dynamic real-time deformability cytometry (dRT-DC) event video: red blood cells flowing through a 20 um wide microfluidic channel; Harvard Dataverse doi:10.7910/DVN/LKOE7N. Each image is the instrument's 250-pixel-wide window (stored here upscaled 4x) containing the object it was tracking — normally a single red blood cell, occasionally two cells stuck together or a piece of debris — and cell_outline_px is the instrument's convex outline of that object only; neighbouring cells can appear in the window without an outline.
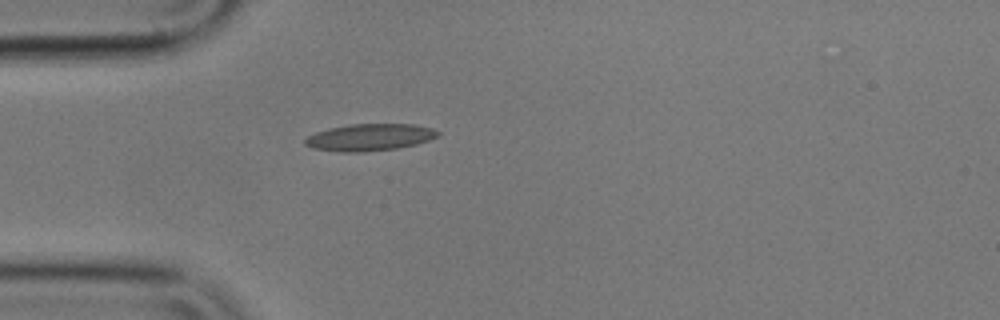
{"species": "common noctule bat (a hibernating species)", "species_latin": "Nyctalus noctula", "temperature_condition": "cold", "stored_images_in_passage": 41, "camera_frame_rate_fps": 3000, "um_per_image_px": 0.085, "animal": {"sex": "male", "body_mass_g": 17.9}, "frame": {"image": 1, "passage_image": 1, "time_ms": 0.0, "image_size_px": [1000, 320], "cell_outline_px": [[440, 136], [416, 144], [396, 148], [364, 152], [340, 152], [312, 148], [304, 144], [304, 140], [308, 136], [316, 132], [328, 128], [352, 124], [412, 124], [432, 128], [440, 132]], "centroid_in_image_um": [31.41, 11.67], "position_along_channel_um": 53.6, "area_um2": 20.87}}
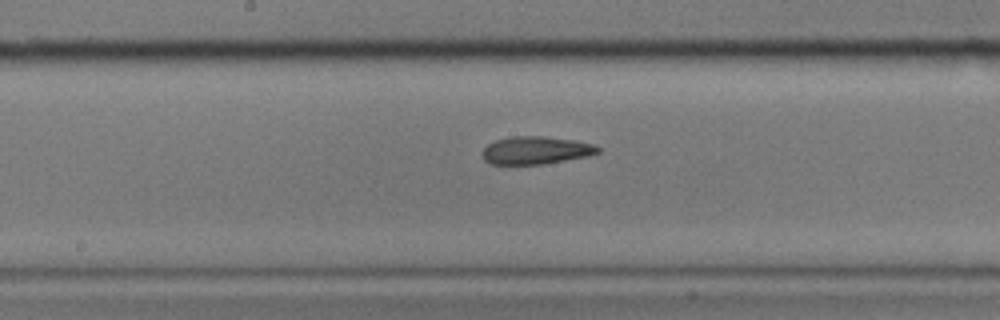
{"frame": {"image": 2, "passage_image": 14, "time_ms": 4.333, "image_size_px": [1000, 320], "cell_outline_px": [[600, 152], [588, 156], [544, 164], [488, 164], [484, 160], [484, 148], [488, 144], [496, 140], [512, 136], [544, 136], [572, 140], [592, 144], [600, 148]], "centroid_in_image_um": [45.55, 12.78], "position_along_channel_um": 202.7, "area_um2": 18.55}}
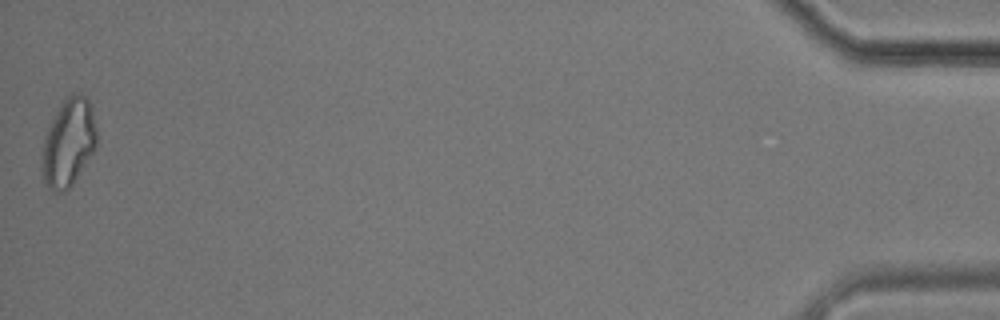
{"frame": {"image": 3, "passage_image": 41, "time_ms": 13.333, "image_size_px": [1000, 320], "cell_outline_px": [[96, 144], [92, 152], [72, 184], [64, 192], [52, 192], [44, 184], [44, 136], [56, 112], [64, 100], [72, 92], [80, 92], [88, 100], [92, 108], [96, 128]], "centroid_in_image_um": [5.84, 12.1], "position_along_channel_um": 429.4, "area_um2": 27.22}, "authors_computed_cell_mechanics": {"area_um2": 19.5364, "velocity_mm_per_s": 3.574, "shape_relaxation_time_tau1_ms": 5.365, "shape_relaxation_time_tau2_ms": 3.9433, "deformation_change_tau1": 0.1397, "deformation_change_tau2": 0.1217}}